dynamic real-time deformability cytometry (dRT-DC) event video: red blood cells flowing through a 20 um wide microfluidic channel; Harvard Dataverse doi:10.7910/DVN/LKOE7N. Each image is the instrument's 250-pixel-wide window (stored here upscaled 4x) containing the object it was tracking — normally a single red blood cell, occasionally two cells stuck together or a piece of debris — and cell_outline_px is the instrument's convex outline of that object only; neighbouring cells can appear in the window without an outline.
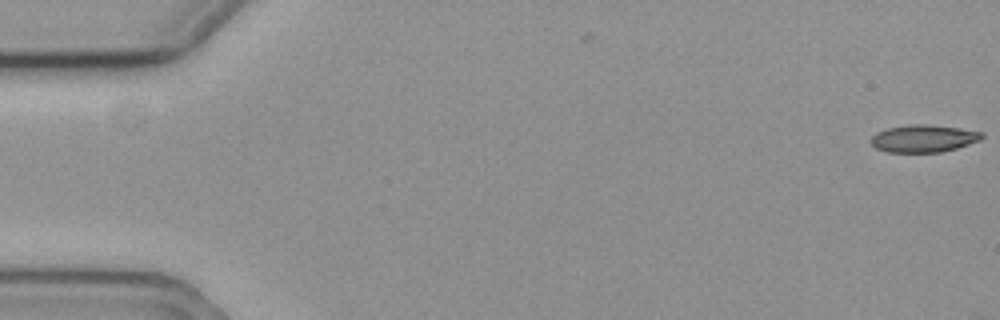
{"species": "common noctule bat (a hibernating species)", "species_latin": "Nyctalus noctula", "temperature_condition": "cold", "stored_images_in_passage": 2, "camera_frame_rate_fps": 3000, "um_per_image_px": 0.085, "animal": {"sex": "female", "body_mass_g": 19.3, "forearm_length_mm": 54.1}, "frame": {"image": 1, "passage_image": 2, "time_ms": 0.333, "image_size_px": [1000, 320], "cell_outline_px": [[984, 136], [980, 140], [956, 148], [940, 152], [888, 152], [876, 148], [868, 140], [876, 132], [888, 128], [908, 124], [928, 124], [960, 128], [984, 132]], "centroid_in_image_um": [78.49, 11.76], "position_along_channel_um": 6.5, "area_um2": 17.8}}